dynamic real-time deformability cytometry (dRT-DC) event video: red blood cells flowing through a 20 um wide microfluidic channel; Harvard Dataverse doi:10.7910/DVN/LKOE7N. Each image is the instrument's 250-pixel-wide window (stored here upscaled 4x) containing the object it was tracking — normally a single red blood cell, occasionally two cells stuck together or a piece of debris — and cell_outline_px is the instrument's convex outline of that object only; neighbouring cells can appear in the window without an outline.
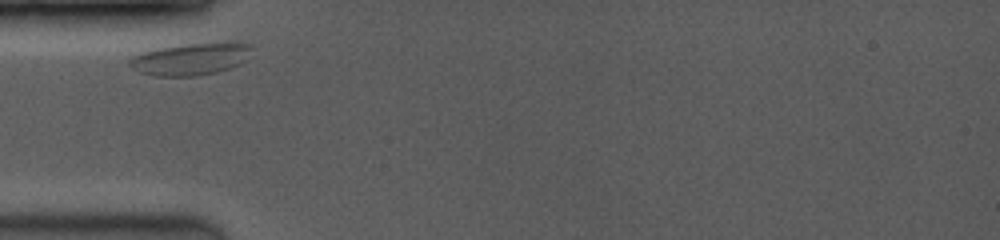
{"species": "common noctule bat (a hibernating species)", "species_latin": "Nyctalus noctula", "temperature_condition": "room temperature", "stored_images_in_passage": 55, "camera_frame_rate_fps": 3500, "um_per_image_px": 0.085, "animal": {"sex": "female", "body_mass_g": 19.0, "forearm_length_mm": 53.3}, "frame": {"image": 1, "passage_image": 1, "time_ms": 0.0, "image_size_px": [1000, 240], "cell_outline_px": [[252, 48], [244, 60], [240, 64], [232, 68], [216, 72], [196, 76], [156, 76], [140, 72], [132, 68], [128, 64], [128, 60], [132, 56], [140, 52], [156, 48], [180, 44], [252, 44]], "centroid_in_image_um": [16.11, 5.04], "position_along_channel_um": 68.9, "area_um2": 22.54}}
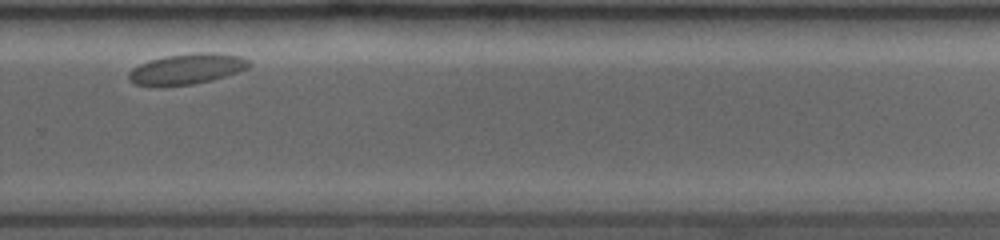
{"frame": {"image": 2, "passage_image": 35, "time_ms": 7.143, "image_size_px": [1000, 240], "cell_outline_px": [[252, 64], [248, 68], [212, 80], [192, 84], [160, 88], [156, 88], [132, 84], [128, 80], [128, 72], [132, 68], [148, 60], [164, 56], [200, 52], [216, 52], [240, 56], [248, 60]], "centroid_in_image_um": [15.8, 5.88], "position_along_channel_um": 314.0, "area_um2": 22.02}}
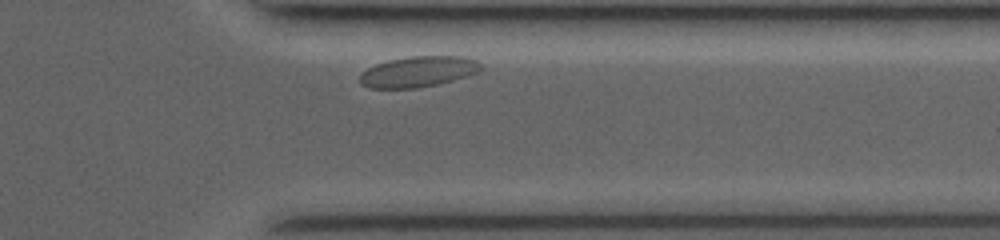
{"frame": {"image": 3, "passage_image": 48, "time_ms": 8.857, "image_size_px": [1000, 240], "cell_outline_px": [[484, 68], [480, 72], [452, 80], [436, 84], [416, 88], [368, 88], [360, 84], [360, 72], [376, 64], [388, 60], [408, 56], [464, 56], [476, 60]], "centroid_in_image_um": [35.54, 6.08], "position_along_channel_um": 375.9, "area_um2": 21.79}}